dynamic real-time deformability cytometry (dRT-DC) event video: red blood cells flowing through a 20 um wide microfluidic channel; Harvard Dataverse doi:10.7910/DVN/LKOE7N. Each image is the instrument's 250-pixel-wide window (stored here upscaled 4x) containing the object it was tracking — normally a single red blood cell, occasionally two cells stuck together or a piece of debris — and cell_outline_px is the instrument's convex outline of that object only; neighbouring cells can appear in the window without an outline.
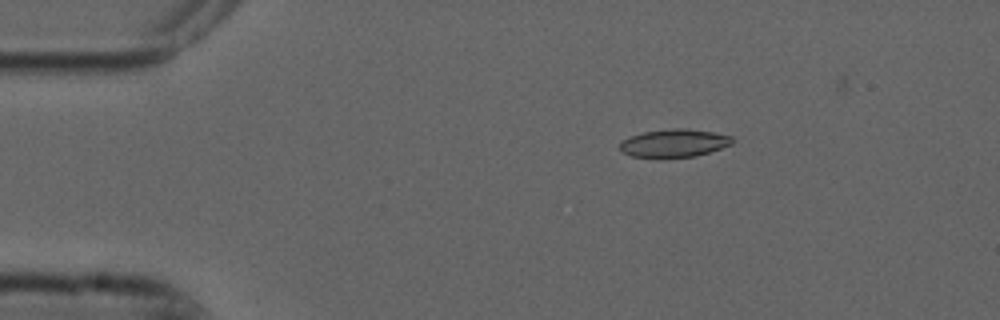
{"species": "common noctule bat (a hibernating species)", "species_latin": "Nyctalus noctula", "temperature_condition": "cold", "stored_images_in_passage": 10, "camera_frame_rate_fps": 3000, "um_per_image_px": 0.085, "animal": {"sex": "male", "forearm_length_mm": 52.5}, "frame": {"image": 1, "passage_image": 4, "time_ms": 1.0, "image_size_px": [1000, 320], "cell_outline_px": [[732, 144], [696, 156], [632, 156], [624, 152], [620, 148], [620, 140], [644, 132], [672, 128], [684, 128], [712, 132], [732, 136]], "centroid_in_image_um": [57.31, 12.14], "position_along_channel_um": 27.7, "area_um2": 17.74}}
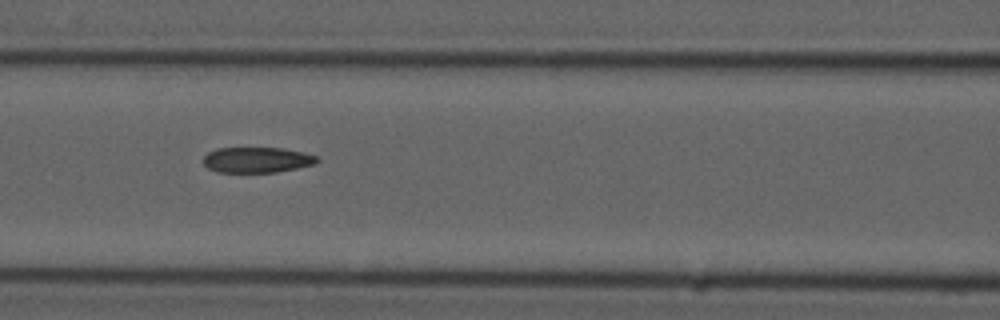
{"frame": {"image": 2, "passage_image": 8, "time_ms": 2.333, "image_size_px": [1000, 320], "cell_outline_px": [[320, 160], [316, 164], [276, 172], [216, 172], [208, 168], [204, 164], [204, 156], [208, 152], [216, 148], [284, 148], [304, 152], [316, 156]], "centroid_in_image_um": [21.85, 13.58], "position_along_channel_um": 144.7, "area_um2": 16.99}}
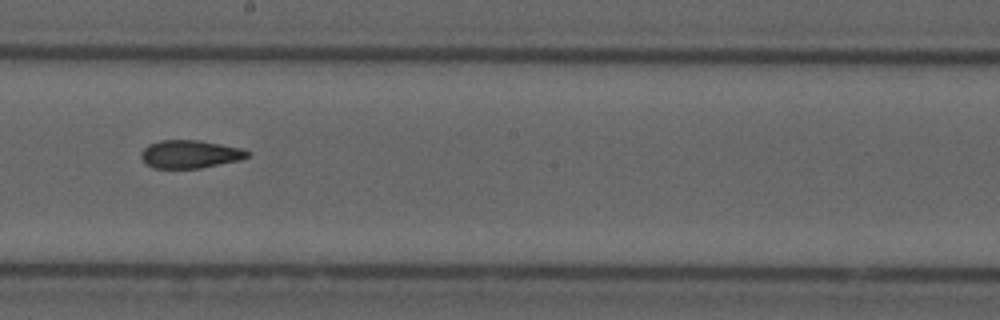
{"frame": {"image": 3, "passage_image": 10, "time_ms": 3.0, "image_size_px": [1000, 320], "cell_outline_px": [[252, 152], [248, 156], [240, 160], [200, 168], [152, 168], [140, 156], [140, 152], [148, 144], [160, 140], [200, 140], [244, 148]], "centroid_in_image_um": [16.18, 13.09], "position_along_channel_um": 232.0, "area_um2": 17.51}}